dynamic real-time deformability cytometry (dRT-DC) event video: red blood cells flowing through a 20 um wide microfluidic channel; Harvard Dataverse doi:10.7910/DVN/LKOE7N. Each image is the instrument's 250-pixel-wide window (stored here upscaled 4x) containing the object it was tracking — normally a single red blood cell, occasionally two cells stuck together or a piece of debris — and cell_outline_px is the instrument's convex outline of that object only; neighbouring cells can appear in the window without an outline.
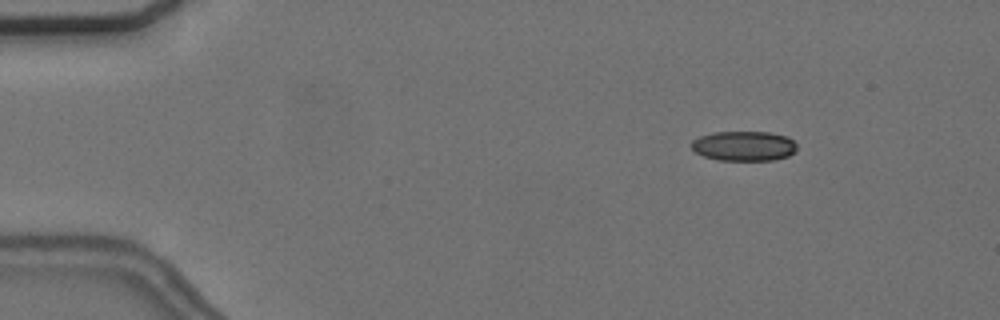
{"species": "common noctule bat (a hibernating species)", "species_latin": "Nyctalus noctula", "temperature_condition": "cold", "stored_images_in_passage": 6, "camera_frame_rate_fps": 3000, "um_per_image_px": 0.085, "animal": {"sex": "female", "body_mass_g": 24.6, "forearm_length_mm": 56.2}, "frame": {"image": 1, "passage_image": 3, "time_ms": 2.333, "image_size_px": [1000, 320], "cell_outline_px": [[796, 152], [788, 156], [772, 160], [716, 160], [704, 156], [696, 152], [688, 144], [692, 140], [700, 136], [712, 132], [768, 132], [788, 136], [796, 144]], "centroid_in_image_um": [63.22, 12.4], "position_along_channel_um": 21.8, "area_um2": 18.5}}
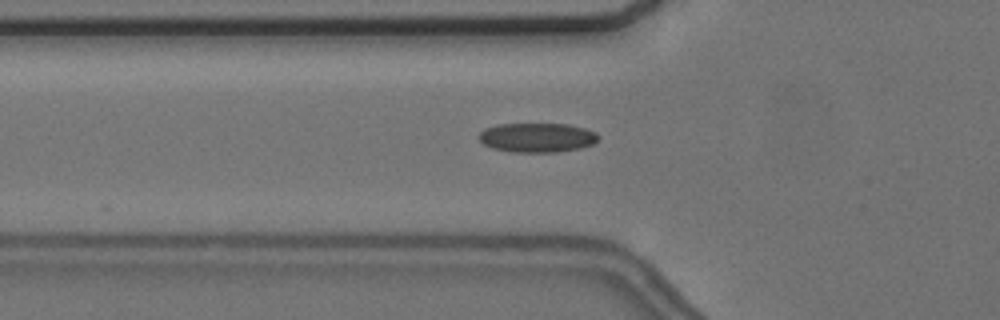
{"frame": {"image": 2, "passage_image": 6, "time_ms": 6.333, "image_size_px": [1000, 320], "cell_outline_px": [[600, 136], [592, 144], [580, 148], [556, 152], [512, 152], [492, 148], [484, 144], [480, 140], [480, 132], [484, 128], [496, 124], [568, 124], [584, 128], [596, 132]], "centroid_in_image_um": [45.65, 11.69], "position_along_channel_um": 80.2, "area_um2": 20.4}}